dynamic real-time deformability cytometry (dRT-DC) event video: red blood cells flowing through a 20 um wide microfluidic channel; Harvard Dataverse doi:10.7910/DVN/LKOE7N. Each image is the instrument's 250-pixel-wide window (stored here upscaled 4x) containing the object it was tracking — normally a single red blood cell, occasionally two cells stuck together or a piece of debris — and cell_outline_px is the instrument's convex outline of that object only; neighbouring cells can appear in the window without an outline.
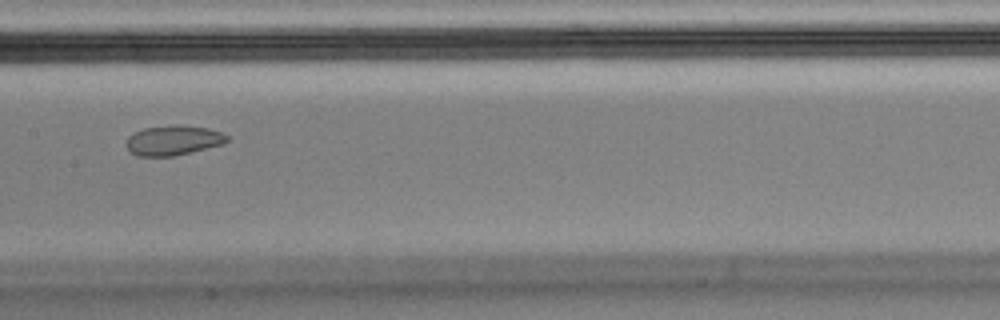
{"species": "Egyptian fruit bat (a non-hibernating species)", "species_latin": "Rousettus aegyptiacus", "temperature_condition": "cold", "stored_images_in_passage": 9, "camera_frame_rate_fps": 3000, "um_per_image_px": 0.085, "animal": {"sex": "male"}, "frame": {"image": 1, "passage_image": 8, "time_ms": 2.333, "image_size_px": [1000, 320], "cell_outline_px": [[228, 140], [224, 144], [172, 156], [136, 156], [128, 148], [128, 136], [144, 128], [208, 128], [220, 132], [228, 136]], "centroid_in_image_um": [14.74, 11.98], "position_along_channel_um": 192.7, "area_um2": 16.36}}
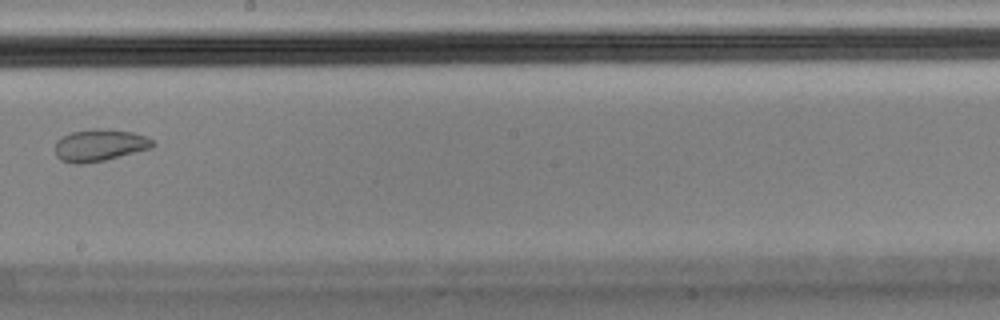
{"frame": {"image": 2, "passage_image": 9, "time_ms": 2.667, "image_size_px": [1000, 320], "cell_outline_px": [[156, 144], [152, 148], [104, 160], [84, 164], [72, 164], [60, 160], [56, 156], [56, 140], [60, 136], [72, 132], [92, 128], [108, 128], [132, 132], [156, 140]], "centroid_in_image_um": [8.47, 12.33], "position_along_channel_um": 239.7, "area_um2": 18.55}}